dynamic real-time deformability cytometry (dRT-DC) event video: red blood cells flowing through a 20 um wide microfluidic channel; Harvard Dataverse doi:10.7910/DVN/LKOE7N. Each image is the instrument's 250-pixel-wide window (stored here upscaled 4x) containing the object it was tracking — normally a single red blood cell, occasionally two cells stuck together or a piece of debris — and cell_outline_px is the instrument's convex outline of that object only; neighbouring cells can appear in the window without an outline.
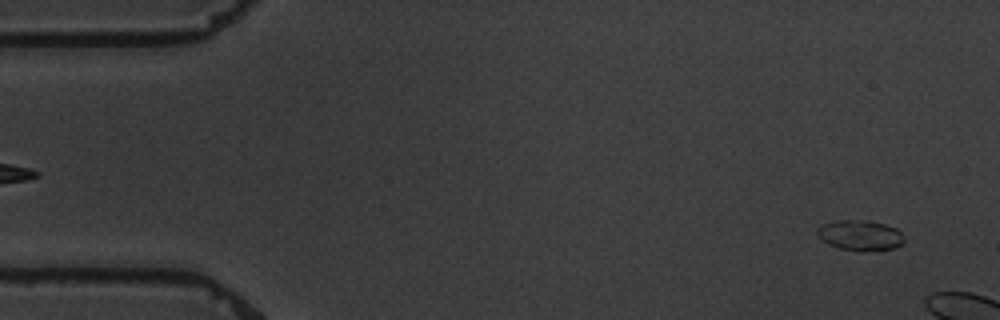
{"species": "common noctule bat (a hibernating species)", "species_latin": "Nyctalus noctula", "temperature_condition": "warm", "stored_images_in_passage": 3, "camera_frame_rate_fps": 3000, "um_per_image_px": 0.085, "animal": {"sex": "male", "body_mass_g": 19.5, "forearm_length_mm": 54.6}, "frame": {"image": 1, "passage_image": 1, "time_ms": 0.0, "image_size_px": [1000, 320], "cell_outline_px": [[904, 244], [880, 252], [856, 252], [840, 248], [828, 244], [816, 232], [816, 228], [824, 224], [836, 220], [868, 220], [884, 224], [896, 228], [900, 232], [904, 240]], "centroid_in_image_um": [73.14, 20.03], "position_along_channel_um": 11.9, "area_um2": 15.66}}